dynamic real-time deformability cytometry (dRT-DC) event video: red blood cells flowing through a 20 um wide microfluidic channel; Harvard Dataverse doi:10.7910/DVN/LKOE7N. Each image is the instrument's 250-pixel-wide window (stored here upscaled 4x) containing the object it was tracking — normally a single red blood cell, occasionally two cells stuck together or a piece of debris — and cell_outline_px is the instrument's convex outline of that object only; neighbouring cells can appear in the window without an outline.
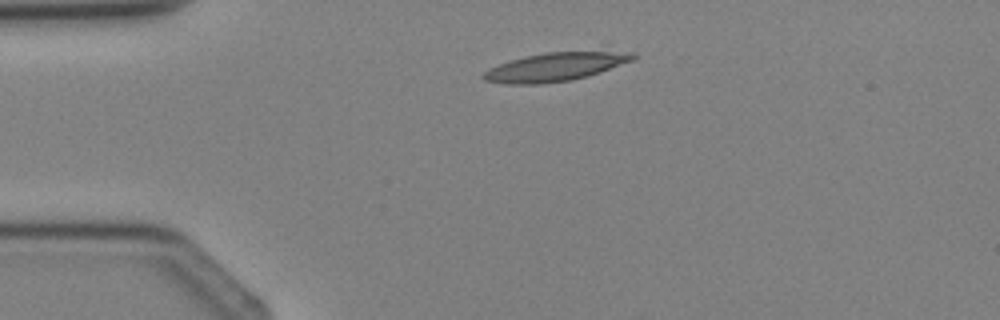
{"species": "Egyptian fruit bat (a non-hibernating species)", "species_latin": "Rousettus aegyptiacus", "temperature_condition": "cold", "stored_images_in_passage": 2, "camera_frame_rate_fps": 3000, "um_per_image_px": 0.085, "animal": {"sex": "female"}, "frame": {"image": 1, "passage_image": 1, "time_ms": 0.0, "image_size_px": [1000, 320], "cell_outline_px": [[636, 56], [632, 60], [600, 72], [588, 76], [572, 80], [544, 84], [508, 84], [484, 80], [480, 76], [488, 68], [524, 56], [544, 52], [632, 52]], "centroid_in_image_um": [47.14, 5.7], "position_along_channel_um": 37.9, "area_um2": 24.57}}